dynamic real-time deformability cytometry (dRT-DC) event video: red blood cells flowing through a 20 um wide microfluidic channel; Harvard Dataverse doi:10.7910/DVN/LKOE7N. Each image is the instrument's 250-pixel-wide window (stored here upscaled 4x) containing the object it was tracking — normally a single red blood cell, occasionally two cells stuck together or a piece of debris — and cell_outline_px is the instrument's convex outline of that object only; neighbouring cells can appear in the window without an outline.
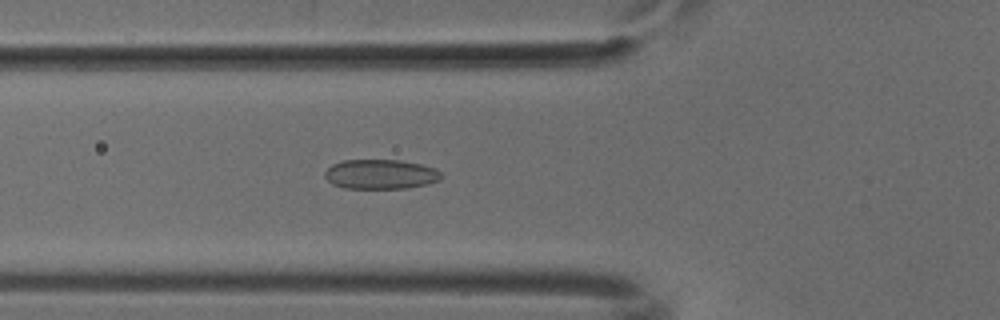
{"species": "common noctule bat (a hibernating species)", "species_latin": "Nyctalus noctula", "temperature_condition": "cold", "stored_images_in_passage": 36, "camera_frame_rate_fps": 3000, "um_per_image_px": 0.085, "animal": {"sex": "male", "body_mass_g": 18.8}, "frame": {"image": 1, "passage_image": 3, "time_ms": 0.667, "image_size_px": [1000, 320], "cell_outline_px": [[440, 180], [428, 184], [408, 188], [344, 188], [332, 184], [324, 176], [324, 172], [332, 164], [344, 160], [400, 160], [420, 164], [436, 168], [440, 172]], "centroid_in_image_um": [32.34, 14.81], "position_along_channel_um": 93.5, "area_um2": 20.11}}
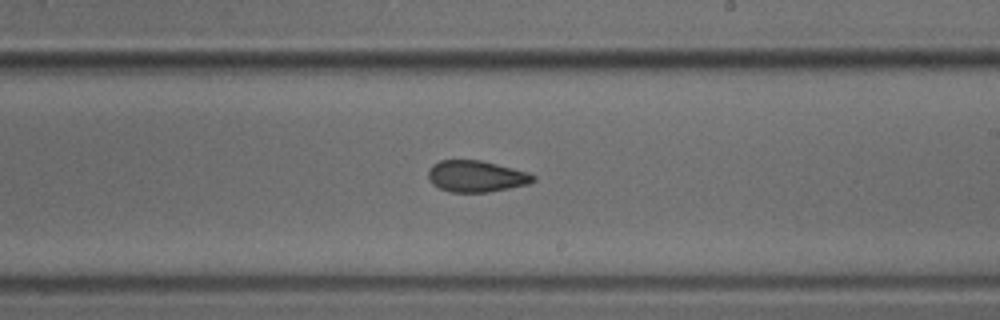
{"frame": {"image": 2, "passage_image": 15, "time_ms": 4.667, "image_size_px": [1000, 320], "cell_outline_px": [[536, 180], [528, 184], [488, 192], [448, 192], [432, 184], [428, 180], [428, 168], [432, 164], [440, 160], [480, 160], [528, 172], [536, 176]], "centroid_in_image_um": [40.44, 14.98], "position_along_channel_um": 248.6, "area_um2": 19.31}}
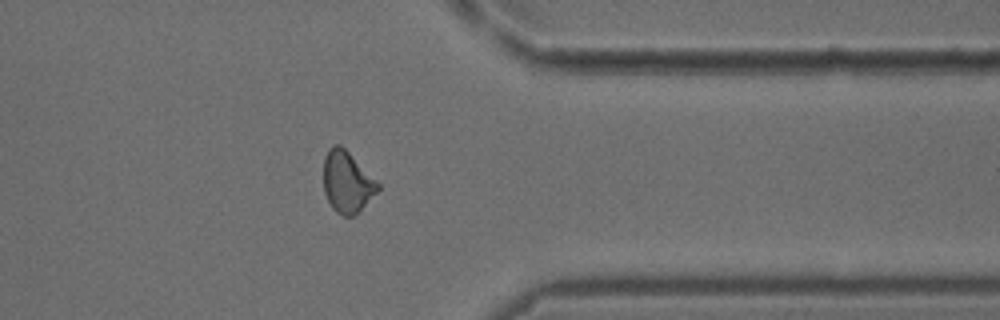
{"frame": {"image": 3, "passage_image": 26, "time_ms": 8.333, "image_size_px": [1000, 320], "cell_outline_px": [[380, 188], [356, 216], [344, 216], [336, 212], [332, 208], [324, 192], [324, 156], [328, 148], [332, 144], [340, 144], [380, 184]], "centroid_in_image_um": [29.49, 15.48], "position_along_channel_um": 381.9, "area_um2": 19.42}}